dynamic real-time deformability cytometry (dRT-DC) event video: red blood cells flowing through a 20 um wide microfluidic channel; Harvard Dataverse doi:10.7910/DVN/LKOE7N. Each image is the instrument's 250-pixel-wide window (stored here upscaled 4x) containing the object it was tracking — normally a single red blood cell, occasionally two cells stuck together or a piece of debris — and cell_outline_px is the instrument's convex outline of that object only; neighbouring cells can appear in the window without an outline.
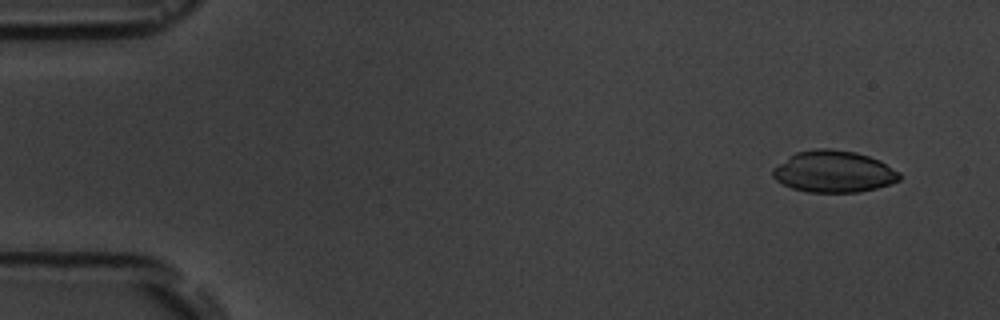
{"species": "common noctule bat (a hibernating species)", "species_latin": "Nyctalus noctula", "temperature_condition": "room temperature", "stored_images_in_passage": 7, "camera_frame_rate_fps": 3000, "um_per_image_px": 0.085, "animal": {"sex": "male", "body_mass_g": 19.5, "forearm_length_mm": 54.6}, "frame": {"image": 1, "passage_image": 1, "time_ms": 0.0, "image_size_px": [1000, 320], "cell_outline_px": [[900, 180], [892, 184], [860, 192], [808, 192], [792, 188], [776, 180], [772, 176], [772, 168], [796, 152], [816, 148], [832, 148], [856, 152], [880, 160], [900, 172]], "centroid_in_image_um": [70.88, 14.58], "position_along_channel_um": 14.1, "area_um2": 30.92}}
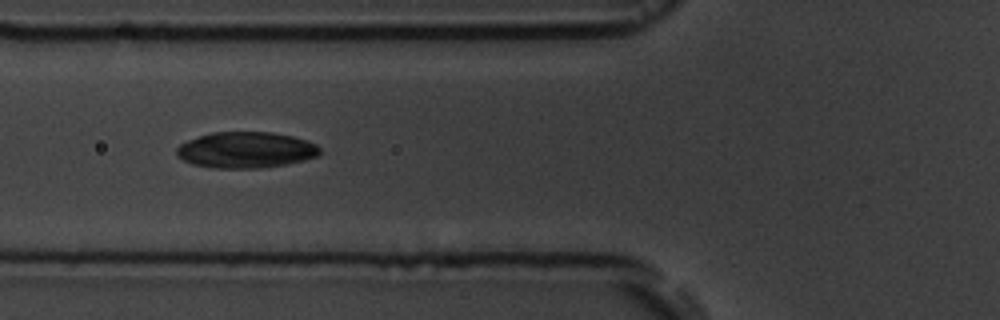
{"frame": {"image": 2, "passage_image": 6, "time_ms": 5.667, "image_size_px": [1000, 320], "cell_outline_px": [[320, 156], [304, 160], [284, 164], [260, 168], [212, 168], [192, 164], [176, 156], [176, 148], [180, 144], [188, 140], [212, 132], [272, 132], [292, 136], [316, 144], [320, 148]], "centroid_in_image_um": [20.89, 12.75], "position_along_channel_um": 104.9, "area_um2": 30.11}}
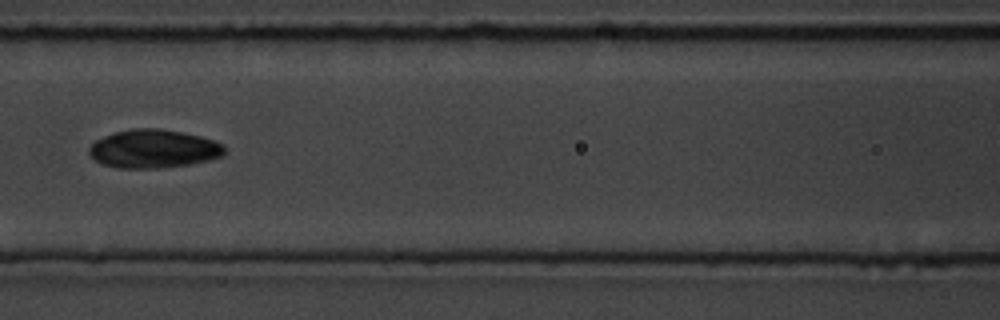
{"frame": {"image": 3, "passage_image": 7, "time_ms": 7.0, "image_size_px": [1000, 320], "cell_outline_px": [[228, 152], [224, 156], [192, 164], [160, 168], [116, 168], [100, 164], [88, 152], [88, 148], [96, 140], [112, 132], [132, 128], [160, 128], [200, 136], [216, 140], [224, 144]], "centroid_in_image_um": [13.09, 12.65], "position_along_channel_um": 153.5, "area_um2": 30.81}}